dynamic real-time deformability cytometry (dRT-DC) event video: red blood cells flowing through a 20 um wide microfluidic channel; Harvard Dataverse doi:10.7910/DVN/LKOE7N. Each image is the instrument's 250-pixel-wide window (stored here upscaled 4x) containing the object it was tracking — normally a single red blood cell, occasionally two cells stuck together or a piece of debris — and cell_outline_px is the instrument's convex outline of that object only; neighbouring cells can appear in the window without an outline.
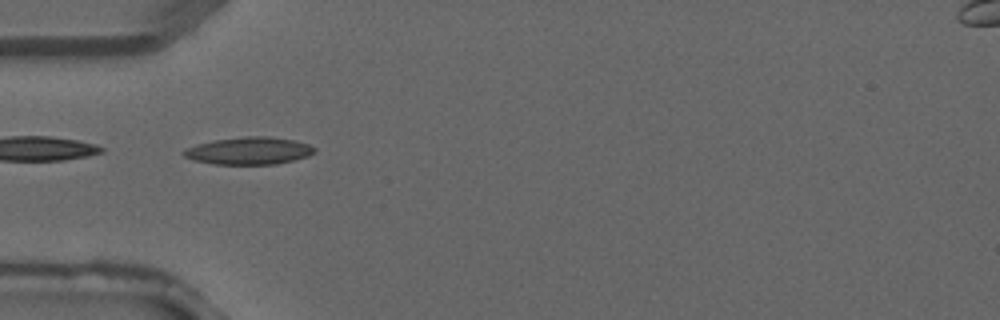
{"species": "common noctule bat (a hibernating species)", "species_latin": "Nyctalus noctula", "temperature_condition": "warm", "stored_images_in_passage": 3, "camera_frame_rate_fps": 3000, "um_per_image_px": 0.085, "animal": {"sex": "male", "forearm_length_mm": 52.5}, "frame": {"image": 1, "passage_image": 2, "time_ms": 0.333, "image_size_px": [1000, 320], "cell_outline_px": [[316, 152], [308, 156], [276, 164], [212, 164], [192, 160], [184, 156], [180, 152], [184, 148], [196, 144], [212, 140], [248, 136], [268, 136], [296, 140], [308, 144], [316, 148]], "centroid_in_image_um": [21.13, 12.81], "position_along_channel_um": 63.9, "area_um2": 21.1}}